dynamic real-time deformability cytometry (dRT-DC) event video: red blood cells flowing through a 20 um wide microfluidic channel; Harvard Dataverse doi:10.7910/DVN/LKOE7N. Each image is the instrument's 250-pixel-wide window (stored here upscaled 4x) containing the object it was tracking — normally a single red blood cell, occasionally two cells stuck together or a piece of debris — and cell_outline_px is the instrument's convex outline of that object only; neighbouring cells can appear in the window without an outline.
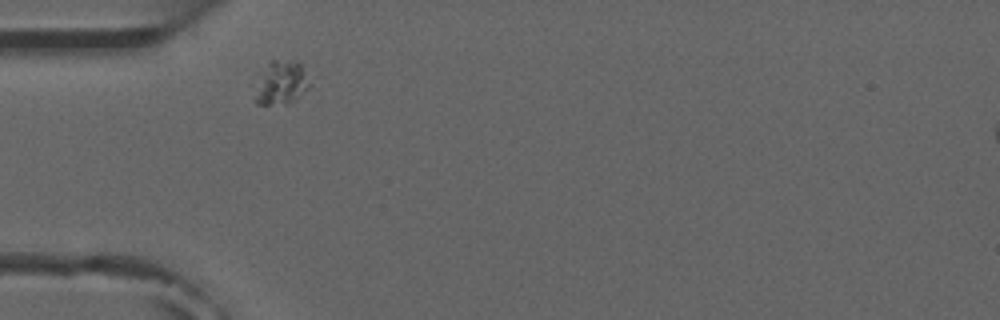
{"species": "common noctule bat (a hibernating species)", "species_latin": "Nyctalus noctula", "temperature_condition": "room temperature", "stored_images_in_passage": 2, "camera_frame_rate_fps": 3000, "um_per_image_px": 0.085, "animal": {"sex": "male", "forearm_length_mm": 52.5}, "frame": {"image": 1, "passage_image": 1, "time_ms": 0.0, "image_size_px": [1000, 320], "cell_outline_px": [[312, 88], [288, 104], [256, 104], [256, 96], [268, 60], [296, 60], [300, 64]], "centroid_in_image_um": [23.99, 7.04], "position_along_channel_um": 61.0, "area_um2": 13.41}}
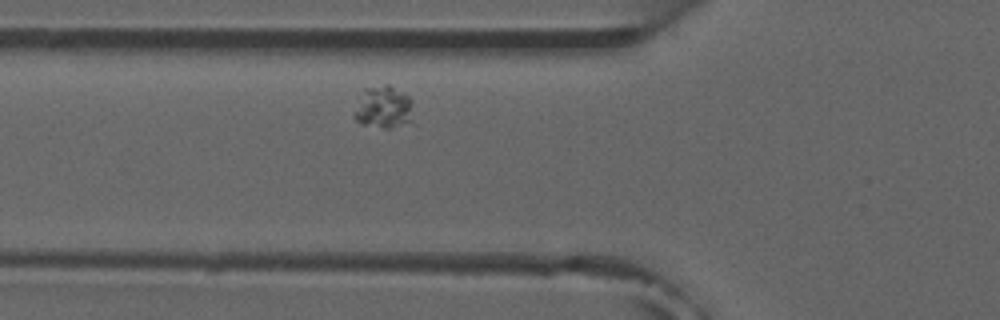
{"frame": {"image": 2, "passage_image": 2, "time_ms": 1.0, "image_size_px": [1000, 320], "cell_outline_px": [[412, 124], [388, 128], [384, 128], [360, 124], [352, 116], [352, 112], [364, 88], [384, 84], [388, 84], [404, 92], [412, 100]], "centroid_in_image_um": [32.59, 9.13], "position_along_channel_um": 93.2, "area_um2": 15.09}}